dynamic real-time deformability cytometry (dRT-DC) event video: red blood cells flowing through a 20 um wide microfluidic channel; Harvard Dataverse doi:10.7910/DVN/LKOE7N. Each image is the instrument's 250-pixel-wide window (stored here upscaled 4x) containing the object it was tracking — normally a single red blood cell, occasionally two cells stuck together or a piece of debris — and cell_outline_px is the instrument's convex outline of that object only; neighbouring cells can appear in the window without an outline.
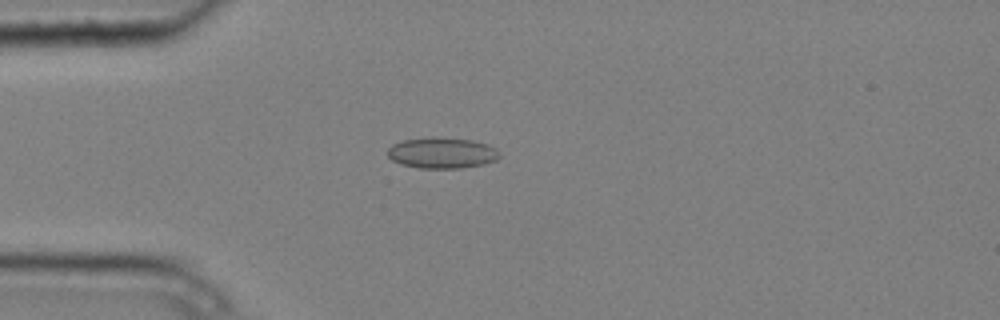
{"species": "common noctule bat (a hibernating species)", "species_latin": "Nyctalus noctula", "temperature_condition": "cold", "stored_images_in_passage": 4, "camera_frame_rate_fps": 3000, "um_per_image_px": 0.085, "animal": {"sex": "male", "body_mass_g": 20.4}, "frame": {"image": 1, "passage_image": 4, "time_ms": 1.0, "image_size_px": [1000, 320], "cell_outline_px": [[500, 156], [496, 160], [484, 164], [460, 168], [420, 168], [400, 164], [392, 160], [388, 156], [388, 148], [392, 144], [404, 140], [472, 140], [488, 144], [496, 148], [500, 152]], "centroid_in_image_um": [37.6, 13.05], "position_along_channel_um": 47.4, "area_um2": 19.36}}